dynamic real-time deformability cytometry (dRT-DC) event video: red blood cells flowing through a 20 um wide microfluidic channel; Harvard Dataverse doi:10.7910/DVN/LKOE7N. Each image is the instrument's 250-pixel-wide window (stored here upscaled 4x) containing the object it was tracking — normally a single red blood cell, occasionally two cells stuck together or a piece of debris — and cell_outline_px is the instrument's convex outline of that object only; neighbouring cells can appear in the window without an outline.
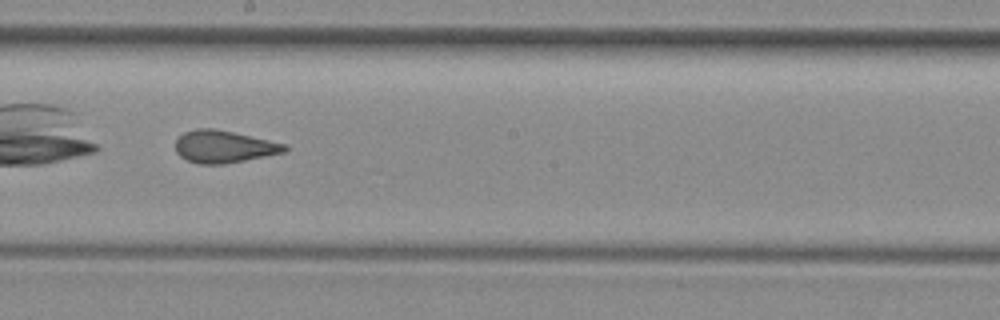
{"species": "common noctule bat (a hibernating species)", "species_latin": "Nyctalus noctula", "temperature_condition": "room temperature", "stored_images_in_passage": 32, "camera_frame_rate_fps": 3000, "um_per_image_px": 0.085, "animal": {"sex": "female", "body_mass_g": 29.2, "forearm_length_mm": 56.3}, "frame": {"image": 1, "passage_image": 14, "time_ms": 4.333, "image_size_px": [1000, 320], "cell_outline_px": [[288, 152], [224, 164], [200, 164], [188, 160], [180, 156], [176, 152], [176, 140], [184, 132], [196, 128], [212, 128], [232, 132], [288, 144]], "centroid_in_image_um": [19.06, 12.47], "position_along_channel_um": 229.1, "area_um2": 20.58}, "authors_computed_cell_mechanics": {"area_um2": 20.8369, "velocity_mm_per_s": 4.0459, "shape_relaxation_time_tau1_ms": null, "shape_relaxation_time_tau2_ms": 1.2279, "deformation_change_tau1": null, "deformation_change_tau2": 0.0754}}